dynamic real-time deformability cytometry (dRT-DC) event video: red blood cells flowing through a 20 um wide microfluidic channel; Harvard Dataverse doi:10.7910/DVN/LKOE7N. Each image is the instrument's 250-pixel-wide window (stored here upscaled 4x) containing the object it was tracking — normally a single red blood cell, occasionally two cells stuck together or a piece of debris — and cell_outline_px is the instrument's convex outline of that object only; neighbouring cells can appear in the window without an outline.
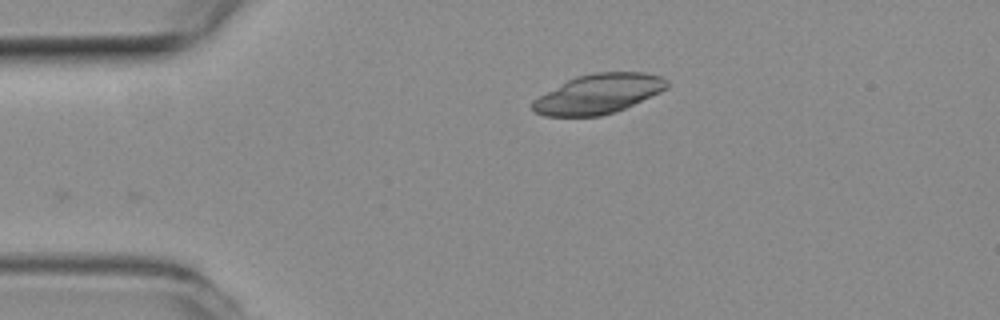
{"species": "common noctule bat (a hibernating species)", "species_latin": "Nyctalus noctula", "temperature_condition": "room temperature", "stored_images_in_passage": 42, "camera_frame_rate_fps": 3000, "um_per_image_px": 0.085, "animal": {"sex": "female", "body_mass_g": 19.3, "forearm_length_mm": 54.1}, "frame": {"image": 1, "passage_image": 1, "time_ms": 0.0, "image_size_px": [1000, 320], "cell_outline_px": [[668, 88], [660, 92], [616, 112], [600, 116], [544, 116], [532, 112], [532, 100], [568, 80], [576, 76], [592, 72], [644, 72], [660, 76], [668, 80]], "centroid_in_image_um": [50.86, 7.98], "position_along_channel_um": 34.1, "area_um2": 31.04}}